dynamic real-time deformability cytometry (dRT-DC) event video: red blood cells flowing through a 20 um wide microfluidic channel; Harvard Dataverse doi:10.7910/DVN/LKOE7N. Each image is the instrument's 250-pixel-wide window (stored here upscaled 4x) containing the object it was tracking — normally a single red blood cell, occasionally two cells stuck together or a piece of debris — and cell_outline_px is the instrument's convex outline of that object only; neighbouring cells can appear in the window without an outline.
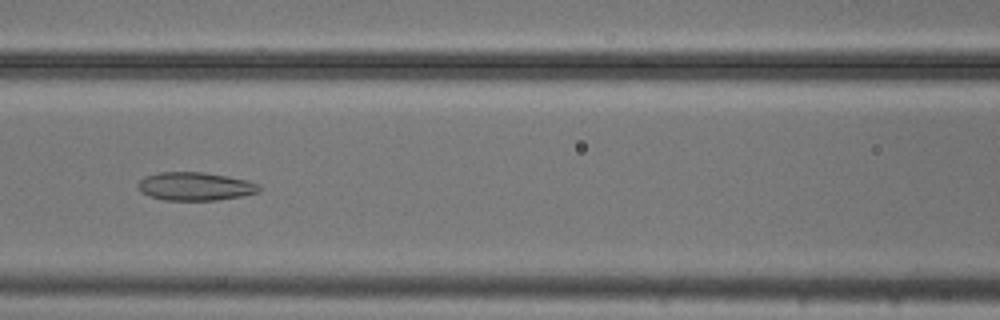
{"species": "common noctule bat (a hibernating species)", "species_latin": "Nyctalus noctula", "temperature_condition": "cold", "stored_images_in_passage": 54, "camera_frame_rate_fps": 3000, "um_per_image_px": 0.085, "animal": {"sex": "male", "body_mass_g": 20.5, "forearm_length_mm": 52.5}, "frame": {"image": 1, "passage_image": 24, "time_ms": 7.667, "image_size_px": [1000, 320], "cell_outline_px": [[260, 192], [244, 196], [216, 200], [164, 200], [148, 196], [140, 192], [136, 184], [144, 176], [160, 172], [204, 172], [228, 176], [260, 184]], "centroid_in_image_um": [16.57, 15.84], "position_along_channel_um": 150.0, "area_um2": 20.17}}
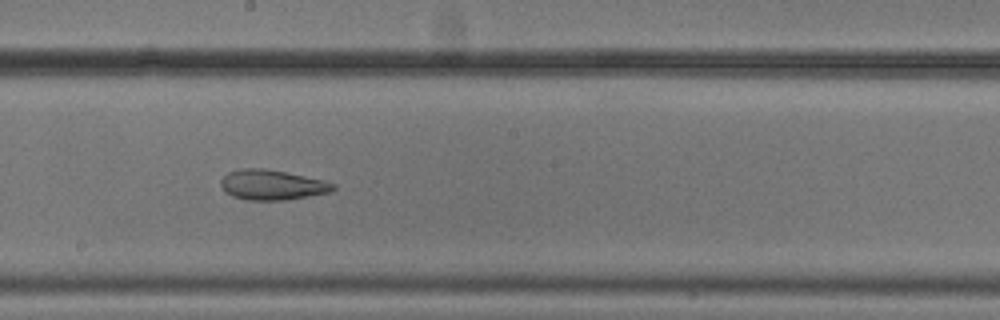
{"frame": {"image": 2, "passage_image": 30, "time_ms": 9.667, "image_size_px": [1000, 320], "cell_outline_px": [[336, 188], [332, 192], [284, 200], [248, 200], [232, 196], [224, 192], [220, 184], [220, 180], [228, 172], [244, 168], [264, 168], [324, 180], [336, 184]], "centroid_in_image_um": [23.12, 15.72], "position_along_channel_um": 225.1, "area_um2": 19.71}}
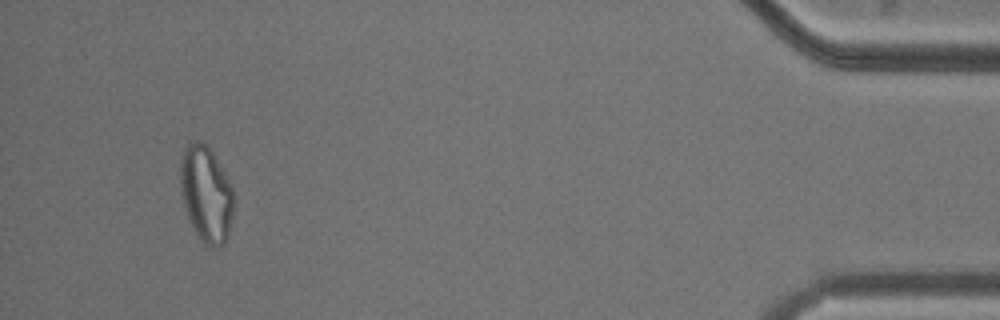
{"frame": {"image": 3, "passage_image": 51, "time_ms": 16.667, "image_size_px": [1000, 320], "cell_outline_px": [[232, 216], [228, 240], [224, 244], [216, 248], [208, 248], [200, 240], [188, 220], [180, 188], [180, 156], [188, 140], [200, 140], [212, 152], [232, 184]], "centroid_in_image_um": [17.5, 16.5], "position_along_channel_um": 417.7, "area_um2": 30.35}, "authors_computed_cell_mechanics": {"area_um2": 27.2816, "velocity_mm_per_s": 3.7593, "shape_relaxation_time_tau1_ms": null, "shape_relaxation_time_tau2_ms": 4.5062, "deformation_change_tau1": null, "deformation_change_tau2": 0.1304}}